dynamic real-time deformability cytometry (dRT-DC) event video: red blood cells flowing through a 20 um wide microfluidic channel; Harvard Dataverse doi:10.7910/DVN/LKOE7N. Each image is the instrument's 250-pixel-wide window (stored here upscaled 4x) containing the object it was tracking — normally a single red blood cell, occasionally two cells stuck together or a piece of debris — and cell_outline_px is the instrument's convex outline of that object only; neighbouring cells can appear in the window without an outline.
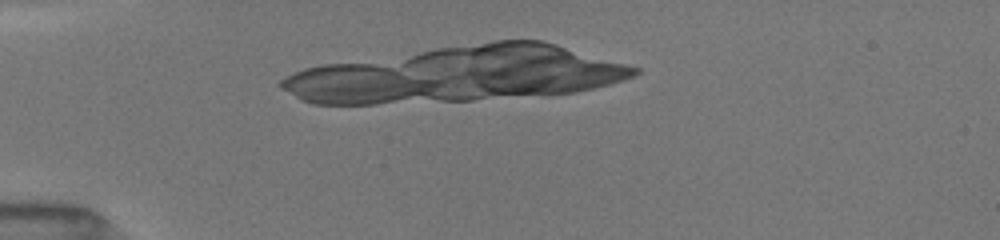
{"species": "common noctule bat (a hibernating species)", "species_latin": "Nyctalus noctula", "temperature_condition": "room temperature", "stored_images_in_passage": 19, "camera_frame_rate_fps": 3000, "um_per_image_px": 0.085, "animal": {"sex": "female", "body_mass_g": 19.5, "forearm_length_mm": 54.1}, "frame": {"image": 1, "passage_image": 12, "time_ms": 3.667, "image_size_px": [1000, 240], "cell_outline_px": [[436, 96], [360, 104], [328, 104], [308, 100], [284, 84], [292, 76], [300, 72], [312, 68], [348, 64], [352, 64], [380, 68], [436, 80]], "centroid_in_image_um": [30.52, 7.23], "position_along_channel_um": 54.5, "area_um2": 32.37}}